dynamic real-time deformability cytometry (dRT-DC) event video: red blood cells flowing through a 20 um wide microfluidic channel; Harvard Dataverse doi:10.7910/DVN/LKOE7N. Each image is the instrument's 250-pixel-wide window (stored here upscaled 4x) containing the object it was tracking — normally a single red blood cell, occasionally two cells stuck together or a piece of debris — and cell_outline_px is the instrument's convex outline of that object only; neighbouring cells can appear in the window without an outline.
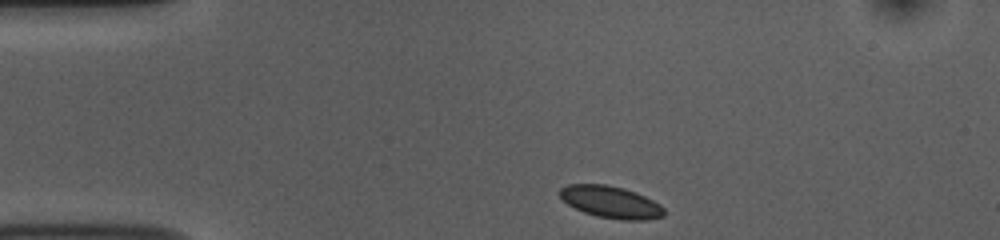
{"species": "common noctule bat (a hibernating species)", "species_latin": "Nyctalus noctula", "temperature_condition": "room temperature", "stored_images_in_passage": 44, "camera_frame_rate_fps": 3000, "um_per_image_px": 0.085, "animal": {"sex": "female", "body_mass_g": 10.0, "forearm_length_mm": 53.1}, "frame": {"image": 1, "passage_image": 1, "time_ms": 0.0, "image_size_px": [1000, 240], "cell_outline_px": [[664, 216], [648, 220], [620, 220], [596, 216], [584, 212], [568, 204], [560, 196], [560, 188], [568, 184], [604, 184], [624, 188], [636, 192], [660, 204], [664, 208]], "centroid_in_image_um": [51.94, 17.18], "position_along_channel_um": 33.1, "area_um2": 19.42}}
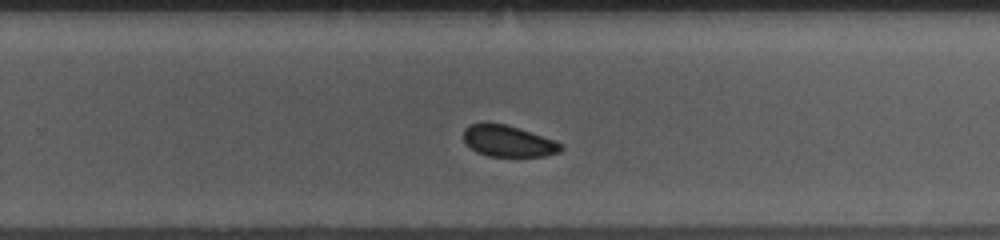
{"frame": {"image": 2, "passage_image": 25, "time_ms": 8.0, "image_size_px": [1000, 240], "cell_outline_px": [[564, 148], [560, 152], [544, 156], [488, 156], [476, 152], [464, 140], [464, 128], [468, 124], [488, 120], [504, 124], [556, 140], [564, 144]], "centroid_in_image_um": [43.19, 11.97], "position_along_channel_um": 286.6, "area_um2": 18.09}}
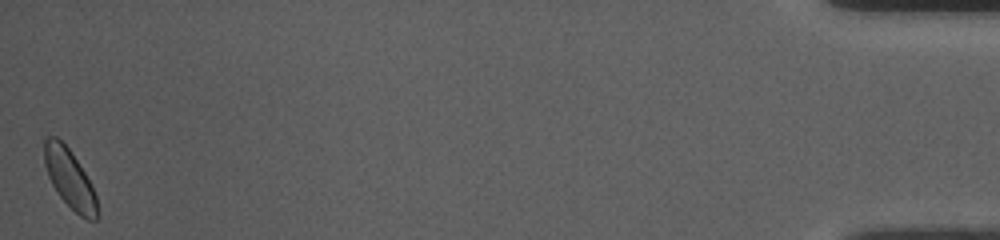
{"frame": {"image": 3, "passage_image": 44, "time_ms": 14.333, "image_size_px": [1000, 240], "cell_outline_px": [[100, 216], [96, 220], [88, 220], [80, 216], [60, 196], [52, 184], [48, 176], [44, 164], [44, 140], [48, 136], [56, 136], [72, 152], [84, 172], [96, 196]], "centroid_in_image_um": [5.93, 15.2], "position_along_channel_um": 429.3, "area_um2": 18.03}}